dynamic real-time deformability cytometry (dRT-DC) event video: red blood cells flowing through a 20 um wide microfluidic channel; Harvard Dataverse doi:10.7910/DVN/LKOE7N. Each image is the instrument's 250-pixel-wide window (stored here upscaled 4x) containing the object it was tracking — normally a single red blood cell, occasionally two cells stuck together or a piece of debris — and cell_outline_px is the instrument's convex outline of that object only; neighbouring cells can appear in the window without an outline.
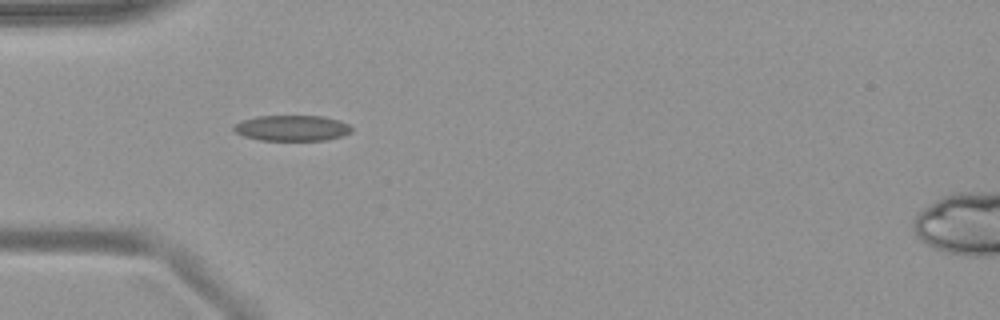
{"species": "common noctule bat (a hibernating species)", "species_latin": "Nyctalus noctula", "temperature_condition": "warm", "stored_images_in_passage": 5, "camera_frame_rate_fps": 3000, "um_per_image_px": 0.085, "animal": {"sex": "female", "body_mass_g": 19.9}, "frame": {"image": 1, "passage_image": 5, "time_ms": 4.667, "image_size_px": [1000, 320], "cell_outline_px": [[352, 132], [328, 140], [260, 140], [244, 136], [236, 132], [232, 128], [240, 120], [256, 116], [320, 116], [336, 120], [348, 124], [352, 128]], "centroid_in_image_um": [24.79, 10.89], "position_along_channel_um": 60.2, "area_um2": 17.51}}